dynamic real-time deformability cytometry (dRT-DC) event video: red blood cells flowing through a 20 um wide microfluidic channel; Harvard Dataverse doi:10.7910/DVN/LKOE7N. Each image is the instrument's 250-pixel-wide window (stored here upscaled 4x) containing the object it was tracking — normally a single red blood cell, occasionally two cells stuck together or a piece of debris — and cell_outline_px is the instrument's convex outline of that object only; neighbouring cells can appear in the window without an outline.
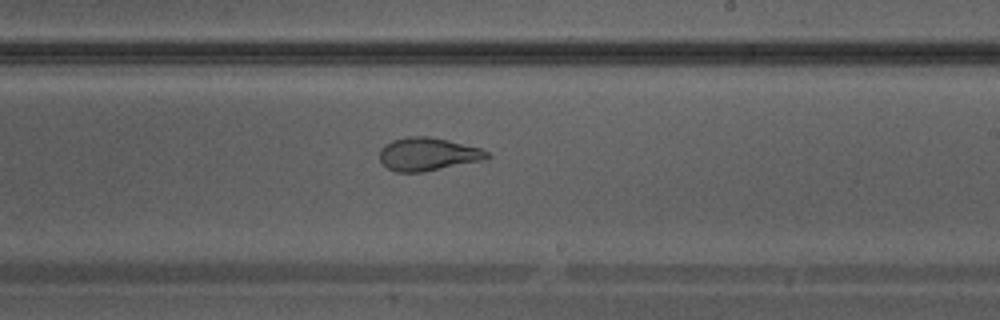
{"species": "Egyptian fruit bat (a non-hibernating species)", "species_latin": "Rousettus aegyptiacus", "temperature_condition": "warm", "stored_images_in_passage": 28, "camera_frame_rate_fps": 3000, "um_per_image_px": 0.085, "animal": {"sex": "male"}, "frame": {"image": 1, "passage_image": 13, "time_ms": 4.0, "image_size_px": [1000, 320], "cell_outline_px": [[492, 156], [480, 160], [424, 172], [396, 172], [388, 168], [380, 160], [380, 148], [384, 144], [392, 140], [408, 136], [428, 136], [448, 140], [480, 148], [488, 152]], "centroid_in_image_um": [36.33, 13.09], "position_along_channel_um": 252.7, "area_um2": 20.58}}